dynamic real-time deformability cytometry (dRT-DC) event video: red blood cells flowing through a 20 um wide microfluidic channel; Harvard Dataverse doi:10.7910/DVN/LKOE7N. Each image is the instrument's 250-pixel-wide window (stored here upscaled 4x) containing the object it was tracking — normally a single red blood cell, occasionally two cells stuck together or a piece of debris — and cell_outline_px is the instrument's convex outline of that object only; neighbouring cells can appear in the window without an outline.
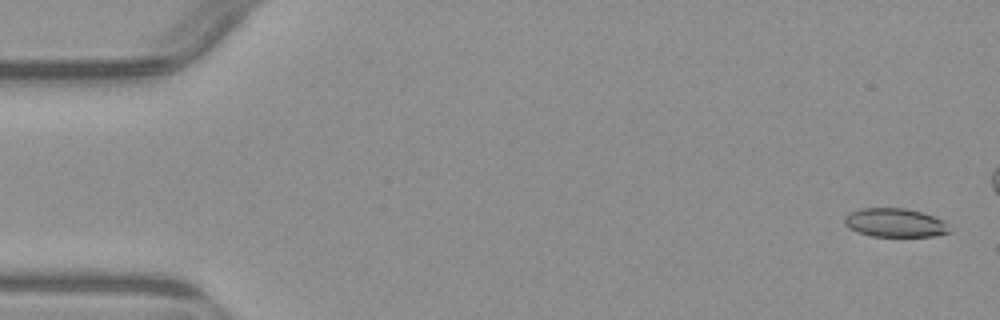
{"species": "common noctule bat (a hibernating species)", "species_latin": "Nyctalus noctula", "temperature_condition": "warm", "stored_images_in_passage": 5, "camera_frame_rate_fps": 3000, "um_per_image_px": 0.085, "animal": {"sex": "male", "body_mass_g": 23.1, "forearm_length_mm": 52.7}, "frame": {"image": 1, "passage_image": 1, "time_ms": 0.0, "image_size_px": [1000, 320], "cell_outline_px": [[952, 232], [932, 236], [872, 236], [848, 228], [844, 224], [844, 216], [848, 212], [860, 208], [904, 208], [920, 212], [944, 220]], "centroid_in_image_um": [76.05, 18.92], "position_along_channel_um": 9.0, "area_um2": 17.57}}